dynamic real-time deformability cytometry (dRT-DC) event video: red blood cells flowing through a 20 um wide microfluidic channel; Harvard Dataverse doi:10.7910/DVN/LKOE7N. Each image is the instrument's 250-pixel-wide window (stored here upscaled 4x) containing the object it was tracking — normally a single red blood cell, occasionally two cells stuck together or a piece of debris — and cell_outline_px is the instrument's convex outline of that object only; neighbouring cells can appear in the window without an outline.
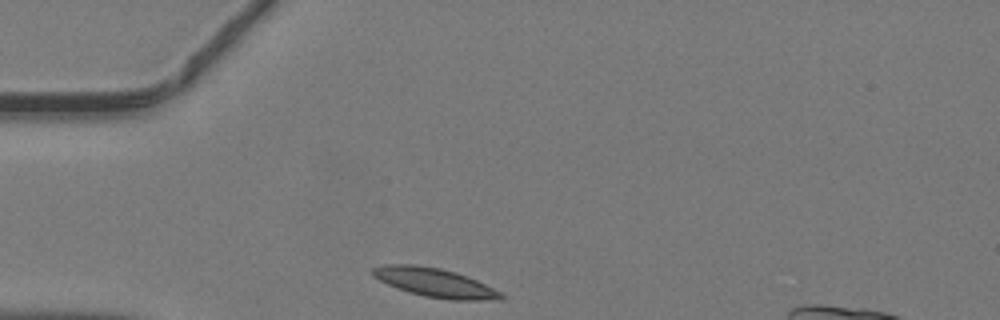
{"species": "common noctule bat (a hibernating species)", "species_latin": "Nyctalus noctula", "temperature_condition": "warm", "stored_images_in_passage": 36, "camera_frame_rate_fps": 3000, "um_per_image_px": 0.085, "animal": {"sex": "male", "body_mass_g": 19.2, "forearm_length_mm": 51.8}, "frame": {"image": 1, "passage_image": 1, "time_ms": 0.0, "image_size_px": [1000, 320], "cell_outline_px": [[504, 300], [452, 300], [424, 296], [408, 292], [388, 284], [372, 276], [372, 268], [380, 264], [416, 264], [440, 268], [456, 272], [468, 276], [500, 292], [504, 296]], "centroid_in_image_um": [36.94, 24.01], "position_along_channel_um": 48.1, "area_um2": 21.68}}
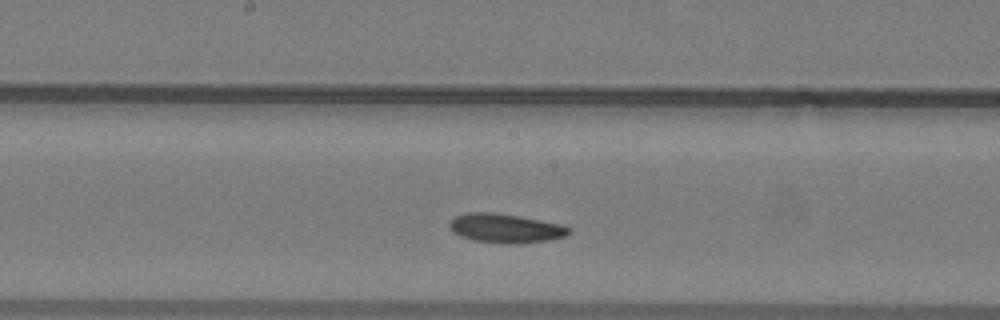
{"frame": {"image": 2, "passage_image": 13, "time_ms": 4.0, "image_size_px": [1000, 320], "cell_outline_px": [[572, 232], [564, 236], [548, 240], [516, 244], [504, 244], [472, 240], [460, 236], [448, 224], [456, 216], [468, 212], [492, 212], [520, 216], [560, 224], [572, 228]], "centroid_in_image_um": [43.0, 19.4], "position_along_channel_um": 205.2, "area_um2": 20.17}}
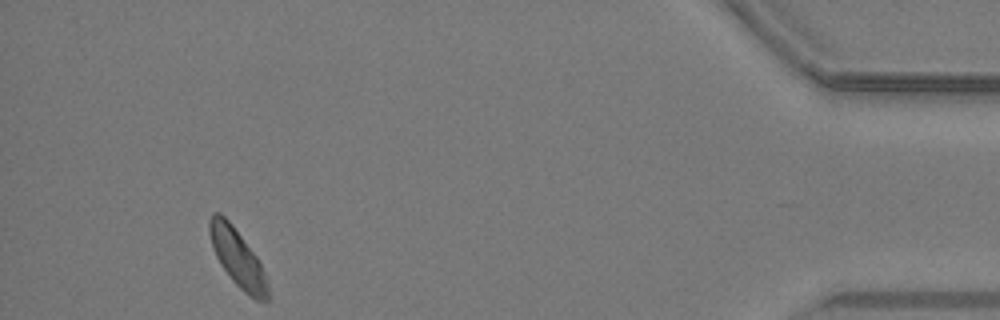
{"frame": {"image": 3, "passage_image": 32, "time_ms": 10.333, "image_size_px": [1000, 320], "cell_outline_px": [[268, 300], [256, 300], [248, 296], [232, 280], [220, 264], [212, 248], [208, 232], [208, 220], [212, 212], [220, 212], [232, 224], [256, 256], [264, 272], [268, 284]], "centroid_in_image_um": [20.15, 21.89], "position_along_channel_um": 415.0, "area_um2": 19.54}}